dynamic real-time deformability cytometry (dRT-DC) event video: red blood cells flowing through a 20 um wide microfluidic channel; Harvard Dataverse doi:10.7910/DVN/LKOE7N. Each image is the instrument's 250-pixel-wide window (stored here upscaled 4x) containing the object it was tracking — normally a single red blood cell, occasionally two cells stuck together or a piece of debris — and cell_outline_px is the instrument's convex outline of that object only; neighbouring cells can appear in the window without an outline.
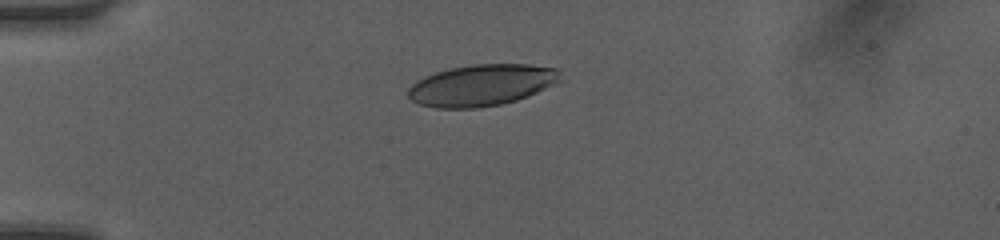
{"species": "human", "species_latin": "Homo sapiens", "temperature_condition": "room temperature", "stored_images_in_passage": 32, "camera_frame_rate_fps": 3000, "um_per_image_px": 0.085, "donor": {"sex": "female"}, "frame": {"image": 1, "passage_image": 1, "time_ms": 0.0, "image_size_px": [1000, 240], "cell_outline_px": [[564, 80], [528, 96], [516, 100], [500, 104], [476, 108], [436, 108], [420, 104], [412, 100], [408, 96], [408, 88], [416, 80], [424, 76], [436, 72], [452, 68], [472, 64], [528, 64], [556, 68]], "centroid_in_image_um": [40.95, 7.23], "position_along_channel_um": 44.0, "area_um2": 36.82}}
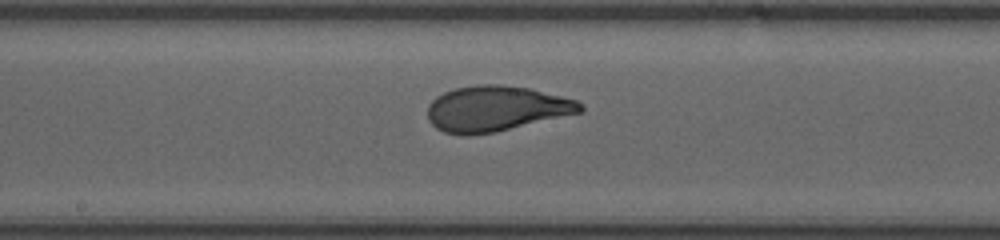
{"frame": {"image": 2, "passage_image": 15, "time_ms": 4.667, "image_size_px": [1000, 240], "cell_outline_px": [[584, 112], [496, 132], [468, 136], [464, 136], [444, 132], [436, 128], [428, 120], [428, 104], [436, 96], [444, 92], [456, 88], [476, 84], [500, 84], [528, 88], [576, 100], [584, 104]], "centroid_in_image_um": [42.16, 9.24], "position_along_channel_um": 206.0, "area_um2": 40.75}}
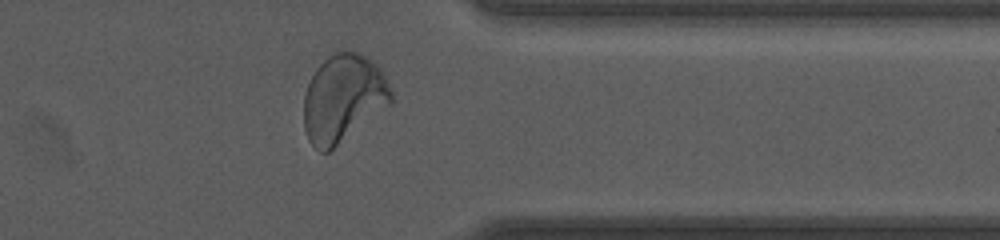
{"frame": {"image": 3, "passage_image": 28, "time_ms": 9.0, "image_size_px": [1000, 240], "cell_outline_px": [[392, 100], [388, 104], [328, 152], [320, 152], [308, 140], [304, 128], [304, 96], [308, 84], [316, 68], [328, 56], [336, 52], [356, 52], [372, 60], [380, 68], [392, 92]], "centroid_in_image_um": [29.14, 8.34], "position_along_channel_um": 382.3, "area_um2": 43.64}, "authors_computed_cell_mechanics": {"area_um2": 40.2866, "velocity_mm_per_s": 4.1908, "shape_relaxation_time_tau1_ms": 3.5332, "shape_relaxation_time_tau2_ms": null, "deformation_change_tau1": 0.1719, "deformation_change_tau2": null}}